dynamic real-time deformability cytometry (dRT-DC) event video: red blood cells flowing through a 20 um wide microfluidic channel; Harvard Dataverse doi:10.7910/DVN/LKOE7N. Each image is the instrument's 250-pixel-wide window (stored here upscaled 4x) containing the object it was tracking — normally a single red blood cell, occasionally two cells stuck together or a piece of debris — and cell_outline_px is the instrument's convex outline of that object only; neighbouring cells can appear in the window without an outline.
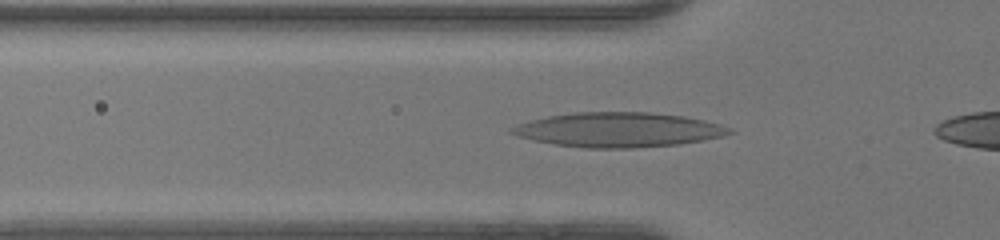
{"species": "human", "species_latin": "Homo sapiens", "temperature_condition": "warm", "stored_images_in_passage": 28, "camera_frame_rate_fps": 3000, "um_per_image_px": 0.085, "donor": {"sex": "female"}, "frame": {"image": 1, "passage_image": 4, "time_ms": 1.0, "image_size_px": [1000, 240], "cell_outline_px": [[736, 132], [724, 136], [704, 140], [680, 144], [632, 148], [584, 148], [556, 144], [532, 140], [516, 136], [508, 132], [508, 128], [532, 120], [548, 116], [572, 112], [648, 112], [684, 116], [704, 120], [720, 124], [732, 128]], "centroid_in_image_um": [52.59, 11.03], "position_along_channel_um": 73.2, "area_um2": 44.1}}
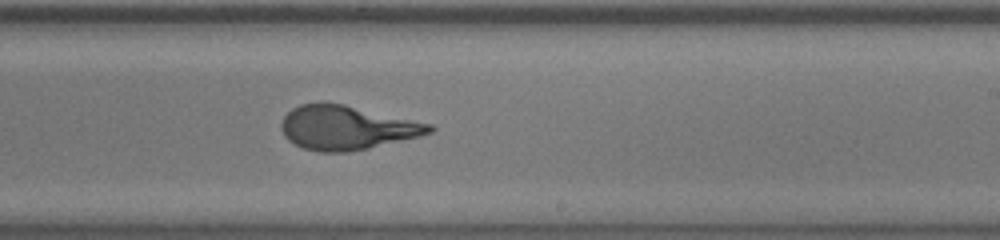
{"frame": {"image": 2, "passage_image": 17, "time_ms": 5.333, "image_size_px": [1000, 240], "cell_outline_px": [[436, 128], [432, 132], [420, 136], [368, 148], [348, 152], [320, 152], [304, 148], [288, 140], [284, 136], [280, 128], [280, 124], [284, 116], [292, 108], [300, 104], [320, 100], [344, 104], [432, 124]], "centroid_in_image_um": [29.44, 10.83], "position_along_channel_um": 259.6, "area_um2": 38.32}}
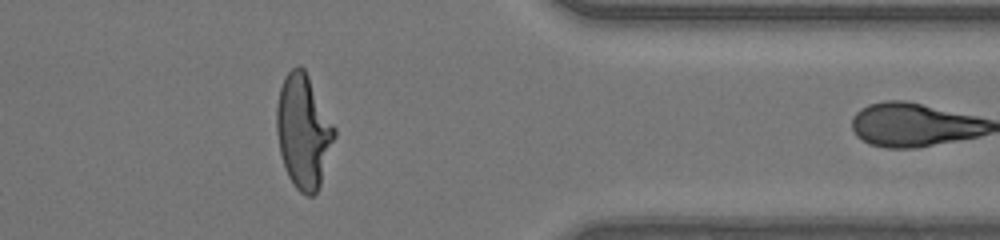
{"frame": {"image": 3, "passage_image": 27, "time_ms": 8.667, "image_size_px": [1000, 240], "cell_outline_px": [[336, 136], [320, 184], [316, 192], [312, 196], [308, 196], [300, 192], [292, 184], [284, 168], [280, 152], [276, 132], [276, 104], [280, 88], [284, 76], [296, 64], [300, 64], [304, 68], [336, 128]], "centroid_in_image_um": [25.78, 11.15], "position_along_channel_um": 385.6, "area_um2": 38.55}}